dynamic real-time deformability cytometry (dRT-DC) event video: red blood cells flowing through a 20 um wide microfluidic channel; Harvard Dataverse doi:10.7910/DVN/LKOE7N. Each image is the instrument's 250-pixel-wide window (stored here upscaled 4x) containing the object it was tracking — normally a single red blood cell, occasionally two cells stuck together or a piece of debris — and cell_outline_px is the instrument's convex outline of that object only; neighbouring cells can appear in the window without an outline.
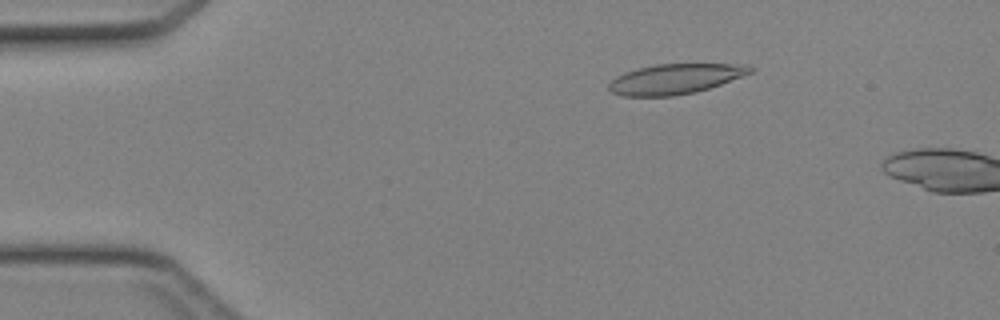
{"species": "Egyptian fruit bat (a non-hibernating species)", "species_latin": "Rousettus aegyptiacus", "temperature_condition": "cold", "stored_images_in_passage": 11, "camera_frame_rate_fps": 3000, "um_per_image_px": 0.085, "animal": {"sex": "female"}, "frame": {"image": 1, "passage_image": 8, "time_ms": 2.333, "image_size_px": [1000, 320], "cell_outline_px": [[756, 68], [752, 72], [720, 84], [696, 92], [672, 96], [624, 96], [612, 92], [608, 88], [608, 84], [616, 76], [624, 72], [656, 64], [744, 64]], "centroid_in_image_um": [57.38, 6.7], "position_along_channel_um": 27.6, "area_um2": 24.62}}